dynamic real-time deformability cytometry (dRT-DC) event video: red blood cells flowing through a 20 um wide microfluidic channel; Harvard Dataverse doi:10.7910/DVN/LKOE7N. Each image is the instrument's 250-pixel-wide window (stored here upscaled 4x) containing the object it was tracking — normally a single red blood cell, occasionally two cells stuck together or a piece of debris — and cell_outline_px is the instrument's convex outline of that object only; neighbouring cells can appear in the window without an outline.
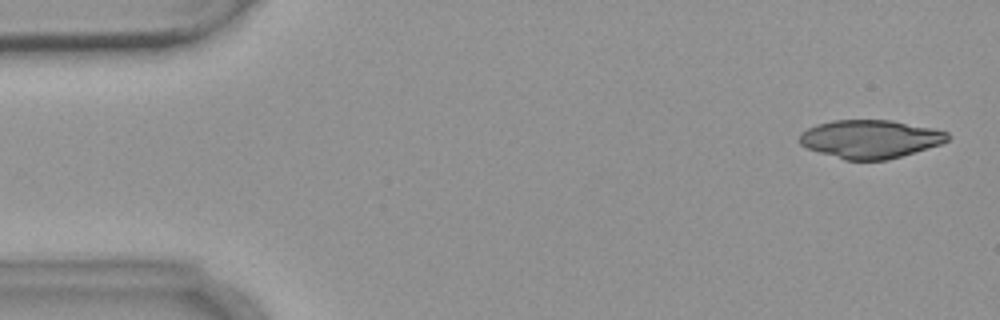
{"species": "common noctule bat (a hibernating species)", "species_latin": "Nyctalus noctula", "temperature_condition": "warm", "stored_images_in_passage": 4, "camera_frame_rate_fps": 3000, "um_per_image_px": 0.085, "animal": {"sex": "female", "body_mass_g": 18.4}, "frame": {"image": 1, "passage_image": 1, "time_ms": 0.0, "image_size_px": [1000, 320], "cell_outline_px": [[948, 140], [940, 144], [888, 160], [844, 160], [808, 148], [800, 144], [800, 132], [816, 124], [832, 120], [892, 120], [932, 128], [948, 132]], "centroid_in_image_um": [73.95, 11.81], "position_along_channel_um": 11.1, "area_um2": 32.89}}